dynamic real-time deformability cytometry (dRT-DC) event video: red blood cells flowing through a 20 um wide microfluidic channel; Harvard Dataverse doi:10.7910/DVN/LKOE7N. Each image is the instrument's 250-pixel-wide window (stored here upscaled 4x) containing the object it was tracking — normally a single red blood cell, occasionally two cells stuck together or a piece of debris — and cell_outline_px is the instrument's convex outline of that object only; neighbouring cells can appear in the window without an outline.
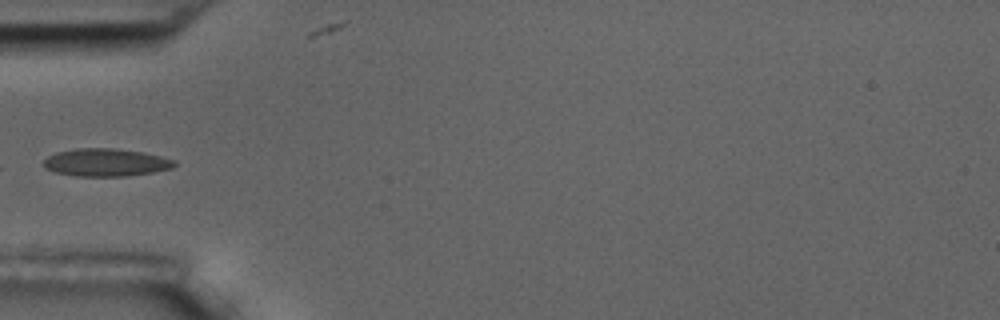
{"species": "common noctule bat (a hibernating species)", "species_latin": "Nyctalus noctula", "temperature_condition": "room temperature", "stored_images_in_passage": 8, "camera_frame_rate_fps": 3000, "um_per_image_px": 0.085, "animal": {"sex": "male", "body_mass_g": 17.5, "forearm_length_mm": 52.3}, "frame": {"image": 1, "passage_image": 6, "time_ms": 6.0, "image_size_px": [1000, 320], "cell_outline_px": [[176, 164], [172, 168], [152, 172], [124, 176], [76, 176], [56, 172], [44, 168], [44, 160], [48, 156], [56, 152], [76, 148], [116, 148], [144, 152], [176, 160]], "centroid_in_image_um": [9.0, 13.8], "position_along_channel_um": 76.0, "area_um2": 21.15}}